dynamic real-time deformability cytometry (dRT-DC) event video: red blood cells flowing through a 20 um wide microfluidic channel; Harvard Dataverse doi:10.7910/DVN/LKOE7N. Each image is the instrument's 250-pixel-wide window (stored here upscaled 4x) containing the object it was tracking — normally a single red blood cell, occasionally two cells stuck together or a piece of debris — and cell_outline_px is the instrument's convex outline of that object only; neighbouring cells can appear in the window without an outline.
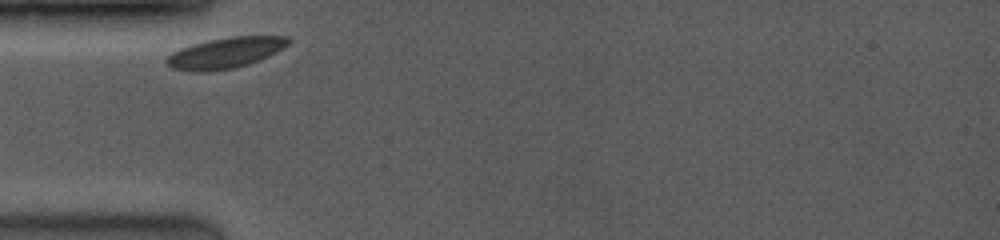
{"species": "common noctule bat (a hibernating species)", "species_latin": "Nyctalus noctula", "temperature_condition": "room temperature", "stored_images_in_passage": 2, "camera_frame_rate_fps": 3500, "um_per_image_px": 0.085, "animal": {"sex": "female", "body_mass_g": 19.0, "forearm_length_mm": 53.3}, "frame": {"image": 1, "passage_image": 1, "time_ms": 0.0, "image_size_px": [1000, 240], "cell_outline_px": [[292, 40], [288, 44], [276, 52], [268, 56], [248, 64], [232, 68], [212, 72], [192, 72], [172, 68], [164, 64], [164, 60], [172, 52], [180, 48], [192, 44], [208, 40], [232, 36], [288, 36]], "centroid_in_image_um": [19.11, 4.5], "position_along_channel_um": 65.9, "area_um2": 22.02}}